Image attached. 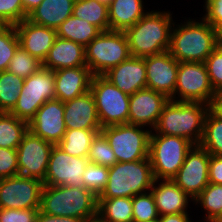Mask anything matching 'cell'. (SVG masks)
Returning <instances> with one entry per match:
<instances>
[{
    "mask_svg": "<svg viewBox=\"0 0 222 222\" xmlns=\"http://www.w3.org/2000/svg\"><path fill=\"white\" fill-rule=\"evenodd\" d=\"M93 74L87 66L54 71L56 99L66 102L90 90Z\"/></svg>",
    "mask_w": 222,
    "mask_h": 222,
    "instance_id": "603a6c76",
    "label": "cell"
},
{
    "mask_svg": "<svg viewBox=\"0 0 222 222\" xmlns=\"http://www.w3.org/2000/svg\"><path fill=\"white\" fill-rule=\"evenodd\" d=\"M143 0H113L108 6L111 31H125L148 11ZM146 11V12H145Z\"/></svg>",
    "mask_w": 222,
    "mask_h": 222,
    "instance_id": "484cf974",
    "label": "cell"
},
{
    "mask_svg": "<svg viewBox=\"0 0 222 222\" xmlns=\"http://www.w3.org/2000/svg\"><path fill=\"white\" fill-rule=\"evenodd\" d=\"M109 167L88 162L83 172V187L99 197L108 183Z\"/></svg>",
    "mask_w": 222,
    "mask_h": 222,
    "instance_id": "e575fe53",
    "label": "cell"
},
{
    "mask_svg": "<svg viewBox=\"0 0 222 222\" xmlns=\"http://www.w3.org/2000/svg\"><path fill=\"white\" fill-rule=\"evenodd\" d=\"M72 15L88 21L101 32L110 30L108 5L97 0H75Z\"/></svg>",
    "mask_w": 222,
    "mask_h": 222,
    "instance_id": "f1b7e54d",
    "label": "cell"
},
{
    "mask_svg": "<svg viewBox=\"0 0 222 222\" xmlns=\"http://www.w3.org/2000/svg\"><path fill=\"white\" fill-rule=\"evenodd\" d=\"M216 94L204 62H179L174 95L170 100L209 105Z\"/></svg>",
    "mask_w": 222,
    "mask_h": 222,
    "instance_id": "8fae6325",
    "label": "cell"
},
{
    "mask_svg": "<svg viewBox=\"0 0 222 222\" xmlns=\"http://www.w3.org/2000/svg\"><path fill=\"white\" fill-rule=\"evenodd\" d=\"M56 99L54 71L40 67L24 79L17 104L10 111L16 118L29 123L36 111L49 100Z\"/></svg>",
    "mask_w": 222,
    "mask_h": 222,
    "instance_id": "9c48e42d",
    "label": "cell"
},
{
    "mask_svg": "<svg viewBox=\"0 0 222 222\" xmlns=\"http://www.w3.org/2000/svg\"><path fill=\"white\" fill-rule=\"evenodd\" d=\"M193 205L201 206L205 210V219L222 222V185L209 183L193 200Z\"/></svg>",
    "mask_w": 222,
    "mask_h": 222,
    "instance_id": "1f68e13d",
    "label": "cell"
},
{
    "mask_svg": "<svg viewBox=\"0 0 222 222\" xmlns=\"http://www.w3.org/2000/svg\"><path fill=\"white\" fill-rule=\"evenodd\" d=\"M43 182L22 175L0 179V208H40Z\"/></svg>",
    "mask_w": 222,
    "mask_h": 222,
    "instance_id": "7c38bea8",
    "label": "cell"
},
{
    "mask_svg": "<svg viewBox=\"0 0 222 222\" xmlns=\"http://www.w3.org/2000/svg\"><path fill=\"white\" fill-rule=\"evenodd\" d=\"M40 208H0V222H36Z\"/></svg>",
    "mask_w": 222,
    "mask_h": 222,
    "instance_id": "b9f144b4",
    "label": "cell"
},
{
    "mask_svg": "<svg viewBox=\"0 0 222 222\" xmlns=\"http://www.w3.org/2000/svg\"><path fill=\"white\" fill-rule=\"evenodd\" d=\"M18 175L17 149L0 147V179Z\"/></svg>",
    "mask_w": 222,
    "mask_h": 222,
    "instance_id": "7bdbcfd3",
    "label": "cell"
},
{
    "mask_svg": "<svg viewBox=\"0 0 222 222\" xmlns=\"http://www.w3.org/2000/svg\"><path fill=\"white\" fill-rule=\"evenodd\" d=\"M154 175L150 159L117 162L109 167L108 183L98 198H133L150 191Z\"/></svg>",
    "mask_w": 222,
    "mask_h": 222,
    "instance_id": "5b68a950",
    "label": "cell"
},
{
    "mask_svg": "<svg viewBox=\"0 0 222 222\" xmlns=\"http://www.w3.org/2000/svg\"><path fill=\"white\" fill-rule=\"evenodd\" d=\"M132 198H98L97 216L105 222H132Z\"/></svg>",
    "mask_w": 222,
    "mask_h": 222,
    "instance_id": "83f0119b",
    "label": "cell"
},
{
    "mask_svg": "<svg viewBox=\"0 0 222 222\" xmlns=\"http://www.w3.org/2000/svg\"><path fill=\"white\" fill-rule=\"evenodd\" d=\"M18 47L19 40L15 26L3 25L0 28V72L7 70Z\"/></svg>",
    "mask_w": 222,
    "mask_h": 222,
    "instance_id": "8d00e7d4",
    "label": "cell"
},
{
    "mask_svg": "<svg viewBox=\"0 0 222 222\" xmlns=\"http://www.w3.org/2000/svg\"><path fill=\"white\" fill-rule=\"evenodd\" d=\"M152 130L133 124H118L102 127L117 162H132L149 158Z\"/></svg>",
    "mask_w": 222,
    "mask_h": 222,
    "instance_id": "ba28073f",
    "label": "cell"
},
{
    "mask_svg": "<svg viewBox=\"0 0 222 222\" xmlns=\"http://www.w3.org/2000/svg\"><path fill=\"white\" fill-rule=\"evenodd\" d=\"M28 130L57 145L67 130L64 121V102L58 99L46 101L28 123Z\"/></svg>",
    "mask_w": 222,
    "mask_h": 222,
    "instance_id": "e0dca14e",
    "label": "cell"
},
{
    "mask_svg": "<svg viewBox=\"0 0 222 222\" xmlns=\"http://www.w3.org/2000/svg\"><path fill=\"white\" fill-rule=\"evenodd\" d=\"M188 213L167 214L159 216V222H192Z\"/></svg>",
    "mask_w": 222,
    "mask_h": 222,
    "instance_id": "c3c4849f",
    "label": "cell"
},
{
    "mask_svg": "<svg viewBox=\"0 0 222 222\" xmlns=\"http://www.w3.org/2000/svg\"><path fill=\"white\" fill-rule=\"evenodd\" d=\"M53 146L28 130L17 147L18 175L43 182Z\"/></svg>",
    "mask_w": 222,
    "mask_h": 222,
    "instance_id": "5bb4252c",
    "label": "cell"
},
{
    "mask_svg": "<svg viewBox=\"0 0 222 222\" xmlns=\"http://www.w3.org/2000/svg\"><path fill=\"white\" fill-rule=\"evenodd\" d=\"M42 66L52 71L87 66L85 47L79 43L57 37Z\"/></svg>",
    "mask_w": 222,
    "mask_h": 222,
    "instance_id": "cb8c5ba5",
    "label": "cell"
},
{
    "mask_svg": "<svg viewBox=\"0 0 222 222\" xmlns=\"http://www.w3.org/2000/svg\"><path fill=\"white\" fill-rule=\"evenodd\" d=\"M204 63L214 91L222 92V46H216Z\"/></svg>",
    "mask_w": 222,
    "mask_h": 222,
    "instance_id": "60d3db41",
    "label": "cell"
},
{
    "mask_svg": "<svg viewBox=\"0 0 222 222\" xmlns=\"http://www.w3.org/2000/svg\"><path fill=\"white\" fill-rule=\"evenodd\" d=\"M24 12L28 15L33 9L40 5L42 0H21Z\"/></svg>",
    "mask_w": 222,
    "mask_h": 222,
    "instance_id": "681fc988",
    "label": "cell"
},
{
    "mask_svg": "<svg viewBox=\"0 0 222 222\" xmlns=\"http://www.w3.org/2000/svg\"><path fill=\"white\" fill-rule=\"evenodd\" d=\"M210 153L200 145L187 152L183 165L172 180L193 200L209 184Z\"/></svg>",
    "mask_w": 222,
    "mask_h": 222,
    "instance_id": "4fadbf2b",
    "label": "cell"
},
{
    "mask_svg": "<svg viewBox=\"0 0 222 222\" xmlns=\"http://www.w3.org/2000/svg\"><path fill=\"white\" fill-rule=\"evenodd\" d=\"M169 101L165 95L152 89L144 88L130 95L128 124L148 127L153 130L164 105Z\"/></svg>",
    "mask_w": 222,
    "mask_h": 222,
    "instance_id": "ac0fdd59",
    "label": "cell"
},
{
    "mask_svg": "<svg viewBox=\"0 0 222 222\" xmlns=\"http://www.w3.org/2000/svg\"><path fill=\"white\" fill-rule=\"evenodd\" d=\"M27 16L21 0H0V22L3 25L15 26L25 20Z\"/></svg>",
    "mask_w": 222,
    "mask_h": 222,
    "instance_id": "ab89813d",
    "label": "cell"
},
{
    "mask_svg": "<svg viewBox=\"0 0 222 222\" xmlns=\"http://www.w3.org/2000/svg\"><path fill=\"white\" fill-rule=\"evenodd\" d=\"M98 197L84 187L44 185L40 211L91 222L97 217Z\"/></svg>",
    "mask_w": 222,
    "mask_h": 222,
    "instance_id": "277c9868",
    "label": "cell"
},
{
    "mask_svg": "<svg viewBox=\"0 0 222 222\" xmlns=\"http://www.w3.org/2000/svg\"><path fill=\"white\" fill-rule=\"evenodd\" d=\"M101 130L69 129L57 144L65 153L77 157H87L90 146Z\"/></svg>",
    "mask_w": 222,
    "mask_h": 222,
    "instance_id": "f546056e",
    "label": "cell"
},
{
    "mask_svg": "<svg viewBox=\"0 0 222 222\" xmlns=\"http://www.w3.org/2000/svg\"><path fill=\"white\" fill-rule=\"evenodd\" d=\"M56 32L57 37L79 43L86 47L101 31L88 21L72 15L61 23Z\"/></svg>",
    "mask_w": 222,
    "mask_h": 222,
    "instance_id": "4316f807",
    "label": "cell"
},
{
    "mask_svg": "<svg viewBox=\"0 0 222 222\" xmlns=\"http://www.w3.org/2000/svg\"><path fill=\"white\" fill-rule=\"evenodd\" d=\"M145 59L130 56L119 65L109 69L103 76L127 95L146 88Z\"/></svg>",
    "mask_w": 222,
    "mask_h": 222,
    "instance_id": "44dd1931",
    "label": "cell"
},
{
    "mask_svg": "<svg viewBox=\"0 0 222 222\" xmlns=\"http://www.w3.org/2000/svg\"><path fill=\"white\" fill-rule=\"evenodd\" d=\"M150 191L160 216L188 213V204L193 202L172 179H155Z\"/></svg>",
    "mask_w": 222,
    "mask_h": 222,
    "instance_id": "7402d4cb",
    "label": "cell"
},
{
    "mask_svg": "<svg viewBox=\"0 0 222 222\" xmlns=\"http://www.w3.org/2000/svg\"><path fill=\"white\" fill-rule=\"evenodd\" d=\"M173 23L170 10H149L132 27L124 31L130 55L145 58L169 50Z\"/></svg>",
    "mask_w": 222,
    "mask_h": 222,
    "instance_id": "7a4b0ae2",
    "label": "cell"
},
{
    "mask_svg": "<svg viewBox=\"0 0 222 222\" xmlns=\"http://www.w3.org/2000/svg\"><path fill=\"white\" fill-rule=\"evenodd\" d=\"M216 45L217 30L203 18L189 17L178 25L173 23L168 51L178 62H205Z\"/></svg>",
    "mask_w": 222,
    "mask_h": 222,
    "instance_id": "6da1fadb",
    "label": "cell"
},
{
    "mask_svg": "<svg viewBox=\"0 0 222 222\" xmlns=\"http://www.w3.org/2000/svg\"><path fill=\"white\" fill-rule=\"evenodd\" d=\"M204 222H220L219 220L205 219Z\"/></svg>",
    "mask_w": 222,
    "mask_h": 222,
    "instance_id": "11a10c76",
    "label": "cell"
},
{
    "mask_svg": "<svg viewBox=\"0 0 222 222\" xmlns=\"http://www.w3.org/2000/svg\"><path fill=\"white\" fill-rule=\"evenodd\" d=\"M209 183L222 185V155H210Z\"/></svg>",
    "mask_w": 222,
    "mask_h": 222,
    "instance_id": "f6af8a7d",
    "label": "cell"
},
{
    "mask_svg": "<svg viewBox=\"0 0 222 222\" xmlns=\"http://www.w3.org/2000/svg\"><path fill=\"white\" fill-rule=\"evenodd\" d=\"M64 121L66 129L101 130L95 98L89 90L83 95L64 102Z\"/></svg>",
    "mask_w": 222,
    "mask_h": 222,
    "instance_id": "ffe728a7",
    "label": "cell"
},
{
    "mask_svg": "<svg viewBox=\"0 0 222 222\" xmlns=\"http://www.w3.org/2000/svg\"><path fill=\"white\" fill-rule=\"evenodd\" d=\"M36 222H86V221L76 217L49 215L39 210Z\"/></svg>",
    "mask_w": 222,
    "mask_h": 222,
    "instance_id": "bcb514c9",
    "label": "cell"
},
{
    "mask_svg": "<svg viewBox=\"0 0 222 222\" xmlns=\"http://www.w3.org/2000/svg\"><path fill=\"white\" fill-rule=\"evenodd\" d=\"M15 28L19 46L43 63L57 38L56 29L35 24L27 18Z\"/></svg>",
    "mask_w": 222,
    "mask_h": 222,
    "instance_id": "d6986e66",
    "label": "cell"
},
{
    "mask_svg": "<svg viewBox=\"0 0 222 222\" xmlns=\"http://www.w3.org/2000/svg\"><path fill=\"white\" fill-rule=\"evenodd\" d=\"M87 158L90 163L106 167H112L117 163V159L107 138L101 132L94 138Z\"/></svg>",
    "mask_w": 222,
    "mask_h": 222,
    "instance_id": "74e56055",
    "label": "cell"
},
{
    "mask_svg": "<svg viewBox=\"0 0 222 222\" xmlns=\"http://www.w3.org/2000/svg\"><path fill=\"white\" fill-rule=\"evenodd\" d=\"M132 222H159V218H156L150 221H132Z\"/></svg>",
    "mask_w": 222,
    "mask_h": 222,
    "instance_id": "f5cc1de1",
    "label": "cell"
},
{
    "mask_svg": "<svg viewBox=\"0 0 222 222\" xmlns=\"http://www.w3.org/2000/svg\"><path fill=\"white\" fill-rule=\"evenodd\" d=\"M211 155H222V120L210 110L204 122V133L199 144Z\"/></svg>",
    "mask_w": 222,
    "mask_h": 222,
    "instance_id": "836d02e7",
    "label": "cell"
},
{
    "mask_svg": "<svg viewBox=\"0 0 222 222\" xmlns=\"http://www.w3.org/2000/svg\"><path fill=\"white\" fill-rule=\"evenodd\" d=\"M124 31L100 32L86 47L85 61L93 76L103 75L130 57Z\"/></svg>",
    "mask_w": 222,
    "mask_h": 222,
    "instance_id": "8992f818",
    "label": "cell"
},
{
    "mask_svg": "<svg viewBox=\"0 0 222 222\" xmlns=\"http://www.w3.org/2000/svg\"><path fill=\"white\" fill-rule=\"evenodd\" d=\"M209 110L222 120V92H218L209 104Z\"/></svg>",
    "mask_w": 222,
    "mask_h": 222,
    "instance_id": "7dc6e473",
    "label": "cell"
},
{
    "mask_svg": "<svg viewBox=\"0 0 222 222\" xmlns=\"http://www.w3.org/2000/svg\"><path fill=\"white\" fill-rule=\"evenodd\" d=\"M23 84L24 78L7 70L0 72V112H10L15 107Z\"/></svg>",
    "mask_w": 222,
    "mask_h": 222,
    "instance_id": "d6a6232c",
    "label": "cell"
},
{
    "mask_svg": "<svg viewBox=\"0 0 222 222\" xmlns=\"http://www.w3.org/2000/svg\"><path fill=\"white\" fill-rule=\"evenodd\" d=\"M87 157L65 153L54 145L47 166L44 185L83 187L82 175L88 164Z\"/></svg>",
    "mask_w": 222,
    "mask_h": 222,
    "instance_id": "9a60e30c",
    "label": "cell"
},
{
    "mask_svg": "<svg viewBox=\"0 0 222 222\" xmlns=\"http://www.w3.org/2000/svg\"><path fill=\"white\" fill-rule=\"evenodd\" d=\"M216 46H222V27H219L217 29V45Z\"/></svg>",
    "mask_w": 222,
    "mask_h": 222,
    "instance_id": "f907efd6",
    "label": "cell"
},
{
    "mask_svg": "<svg viewBox=\"0 0 222 222\" xmlns=\"http://www.w3.org/2000/svg\"><path fill=\"white\" fill-rule=\"evenodd\" d=\"M40 67H42V62L19 46L7 71L25 79L34 74Z\"/></svg>",
    "mask_w": 222,
    "mask_h": 222,
    "instance_id": "d590c367",
    "label": "cell"
},
{
    "mask_svg": "<svg viewBox=\"0 0 222 222\" xmlns=\"http://www.w3.org/2000/svg\"><path fill=\"white\" fill-rule=\"evenodd\" d=\"M146 88L152 89L171 99L177 82L179 62L167 50L145 57Z\"/></svg>",
    "mask_w": 222,
    "mask_h": 222,
    "instance_id": "2e32d148",
    "label": "cell"
},
{
    "mask_svg": "<svg viewBox=\"0 0 222 222\" xmlns=\"http://www.w3.org/2000/svg\"><path fill=\"white\" fill-rule=\"evenodd\" d=\"M204 11L202 18L210 23L216 30L222 27V0H204Z\"/></svg>",
    "mask_w": 222,
    "mask_h": 222,
    "instance_id": "ee69618b",
    "label": "cell"
},
{
    "mask_svg": "<svg viewBox=\"0 0 222 222\" xmlns=\"http://www.w3.org/2000/svg\"><path fill=\"white\" fill-rule=\"evenodd\" d=\"M97 1H99L100 3H103V4L109 6V4H110L113 0H97Z\"/></svg>",
    "mask_w": 222,
    "mask_h": 222,
    "instance_id": "816d5d0a",
    "label": "cell"
},
{
    "mask_svg": "<svg viewBox=\"0 0 222 222\" xmlns=\"http://www.w3.org/2000/svg\"><path fill=\"white\" fill-rule=\"evenodd\" d=\"M90 91L95 98L102 127L128 123L129 95L123 93L103 75L92 77Z\"/></svg>",
    "mask_w": 222,
    "mask_h": 222,
    "instance_id": "30bf717a",
    "label": "cell"
},
{
    "mask_svg": "<svg viewBox=\"0 0 222 222\" xmlns=\"http://www.w3.org/2000/svg\"><path fill=\"white\" fill-rule=\"evenodd\" d=\"M27 131V122L10 112H0V147L17 149Z\"/></svg>",
    "mask_w": 222,
    "mask_h": 222,
    "instance_id": "4dcf8cb0",
    "label": "cell"
},
{
    "mask_svg": "<svg viewBox=\"0 0 222 222\" xmlns=\"http://www.w3.org/2000/svg\"><path fill=\"white\" fill-rule=\"evenodd\" d=\"M208 111L209 105L205 103L169 99L151 134L179 136L199 145Z\"/></svg>",
    "mask_w": 222,
    "mask_h": 222,
    "instance_id": "3957f363",
    "label": "cell"
},
{
    "mask_svg": "<svg viewBox=\"0 0 222 222\" xmlns=\"http://www.w3.org/2000/svg\"><path fill=\"white\" fill-rule=\"evenodd\" d=\"M192 147L193 144L183 137L151 134L149 159L154 179H172Z\"/></svg>",
    "mask_w": 222,
    "mask_h": 222,
    "instance_id": "52a82bcc",
    "label": "cell"
},
{
    "mask_svg": "<svg viewBox=\"0 0 222 222\" xmlns=\"http://www.w3.org/2000/svg\"><path fill=\"white\" fill-rule=\"evenodd\" d=\"M91 222H105V221H103V220H101L98 216L95 218V219H93Z\"/></svg>",
    "mask_w": 222,
    "mask_h": 222,
    "instance_id": "db71d44e",
    "label": "cell"
},
{
    "mask_svg": "<svg viewBox=\"0 0 222 222\" xmlns=\"http://www.w3.org/2000/svg\"><path fill=\"white\" fill-rule=\"evenodd\" d=\"M75 0H42L27 19L35 24L57 29L72 16Z\"/></svg>",
    "mask_w": 222,
    "mask_h": 222,
    "instance_id": "d4e9b609",
    "label": "cell"
},
{
    "mask_svg": "<svg viewBox=\"0 0 222 222\" xmlns=\"http://www.w3.org/2000/svg\"><path fill=\"white\" fill-rule=\"evenodd\" d=\"M133 221H150L159 218L151 191L135 195L132 198Z\"/></svg>",
    "mask_w": 222,
    "mask_h": 222,
    "instance_id": "f35d334b",
    "label": "cell"
}]
</instances>
